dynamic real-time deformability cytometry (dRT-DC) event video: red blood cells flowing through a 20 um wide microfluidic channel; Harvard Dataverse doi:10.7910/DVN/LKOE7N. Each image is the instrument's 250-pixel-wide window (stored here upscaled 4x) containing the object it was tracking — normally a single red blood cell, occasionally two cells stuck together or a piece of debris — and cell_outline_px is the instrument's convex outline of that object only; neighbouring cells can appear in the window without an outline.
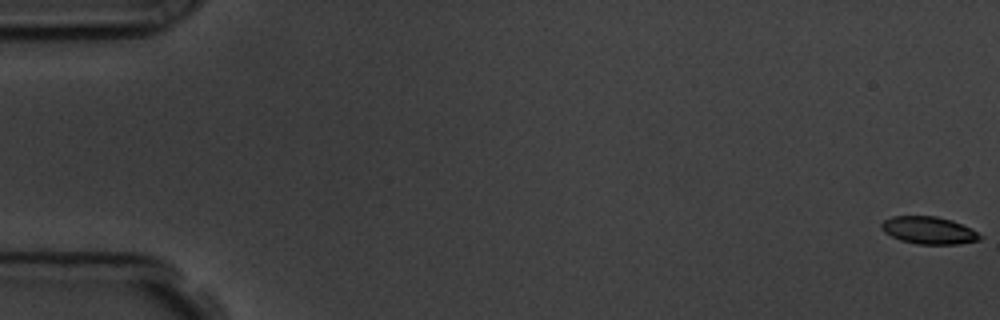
{"species": "common noctule bat (a hibernating species)", "species_latin": "Nyctalus noctula", "temperature_condition": "room temperature", "stored_images_in_passage": 58, "camera_frame_rate_fps": 3000, "um_per_image_px": 0.085, "animal": {"sex": "male", "body_mass_g": 19.5, "forearm_length_mm": 54.6}, "frame": {"image": 1, "passage_image": 1, "time_ms": 0.0, "image_size_px": [1000, 320], "cell_outline_px": [[984, 236], [980, 240], [960, 244], [916, 244], [900, 240], [884, 232], [880, 228], [880, 224], [884, 220], [892, 216], [936, 216], [952, 220], [972, 228]], "centroid_in_image_um": [78.97, 19.58], "position_along_channel_um": 6.0, "area_um2": 15.95}}
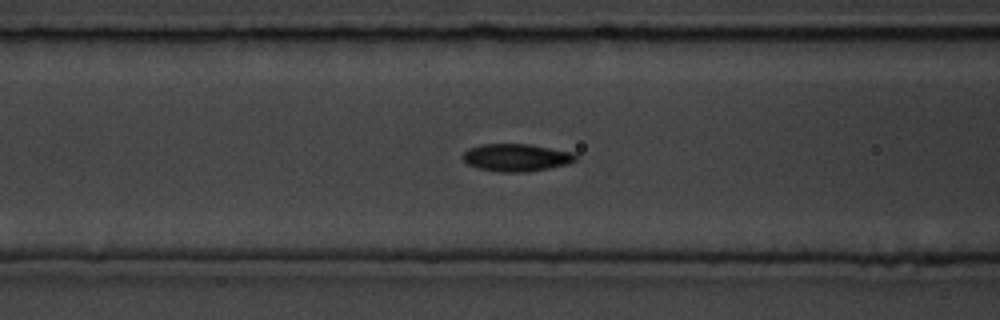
{"frame": {"image": 2, "passage_image": 24, "time_ms": 7.667, "image_size_px": [1000, 320], "cell_outline_px": [[576, 160], [568, 164], [528, 172], [500, 172], [480, 168], [468, 164], [464, 160], [464, 152], [468, 148], [480, 144], [532, 144], [576, 152]], "centroid_in_image_um": [43.94, 13.38], "position_along_channel_um": 122.7, "area_um2": 18.21}}
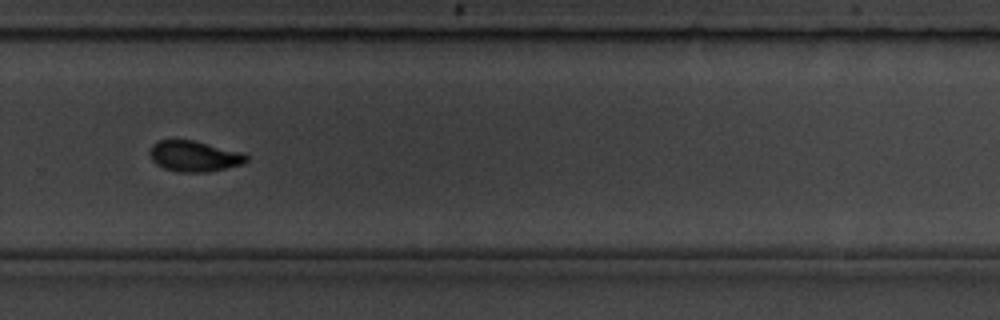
{"frame": {"image": 3, "passage_image": 40, "time_ms": 13.0, "image_size_px": [1000, 320], "cell_outline_px": [[248, 160], [244, 164], [208, 172], [176, 172], [164, 168], [156, 164], [152, 160], [148, 152], [152, 144], [156, 140], [192, 140], [244, 152], [248, 156]], "centroid_in_image_um": [16.51, 13.28], "position_along_channel_um": 313.3, "area_um2": 17.57}, "authors_computed_cell_mechanics": {"area_um2": 17.3689, "velocity_mm_per_s": 3.5902, "shape_relaxation_time_tau1_ms": 4.3973, "shape_relaxation_time_tau2_ms": 1.8918, "deformation_change_tau1": 0.1305, "deformation_change_tau2": 0.0699}}